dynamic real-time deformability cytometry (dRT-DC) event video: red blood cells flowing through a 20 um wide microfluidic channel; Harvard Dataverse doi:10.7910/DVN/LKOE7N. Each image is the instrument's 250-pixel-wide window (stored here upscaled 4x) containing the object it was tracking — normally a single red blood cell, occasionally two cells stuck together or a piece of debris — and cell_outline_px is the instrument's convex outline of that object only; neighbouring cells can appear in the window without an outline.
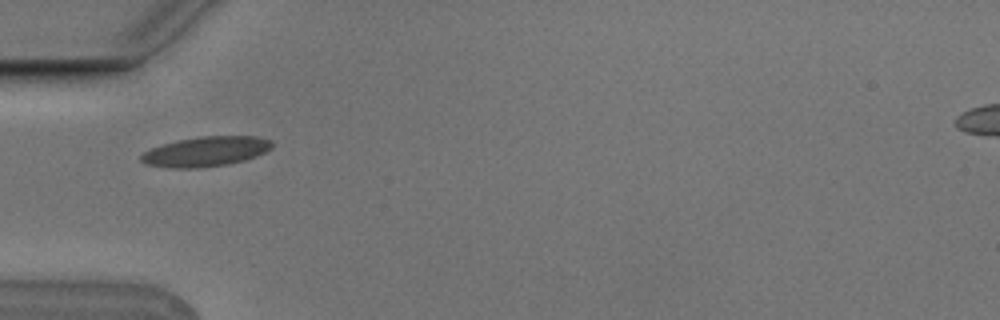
{"species": "Egyptian fruit bat (a non-hibernating species)", "species_latin": "Rousettus aegyptiacus", "temperature_condition": "cold", "stored_images_in_passage": 7, "camera_frame_rate_fps": 3000, "um_per_image_px": 0.085, "animal": {"sex": "male"}, "frame": {"image": 1, "passage_image": 6, "time_ms": 1.667, "image_size_px": [1000, 320], "cell_outline_px": [[272, 148], [256, 156], [244, 160], [228, 164], [200, 168], [172, 168], [144, 164], [140, 160], [140, 156], [144, 152], [152, 148], [164, 144], [180, 140], [200, 136], [256, 136], [272, 140]], "centroid_in_image_um": [17.5, 12.88], "position_along_channel_um": 67.5, "area_um2": 22.72}}